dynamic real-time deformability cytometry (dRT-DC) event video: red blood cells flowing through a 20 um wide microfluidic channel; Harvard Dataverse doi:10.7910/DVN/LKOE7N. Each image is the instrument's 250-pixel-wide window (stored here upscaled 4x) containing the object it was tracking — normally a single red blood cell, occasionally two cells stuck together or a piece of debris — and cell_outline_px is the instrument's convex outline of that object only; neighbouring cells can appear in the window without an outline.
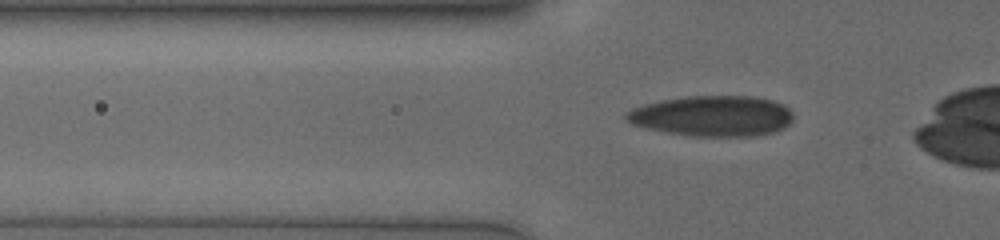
{"species": "human", "species_latin": "Homo sapiens", "temperature_condition": "cold", "stored_images_in_passage": 46, "camera_frame_rate_fps": 3000, "um_per_image_px": 0.085, "donor": {"sex": "male"}, "frame": {"image": 1, "passage_image": 16, "time_ms": 5.0, "image_size_px": [1000, 240], "cell_outline_px": [[792, 120], [784, 128], [772, 132], [748, 136], [696, 136], [668, 132], [648, 128], [632, 124], [624, 116], [632, 108], [644, 104], [660, 100], [688, 96], [752, 96], [772, 100], [784, 104], [792, 112]], "centroid_in_image_um": [60.57, 9.84], "position_along_channel_um": 65.2, "area_um2": 39.25}}
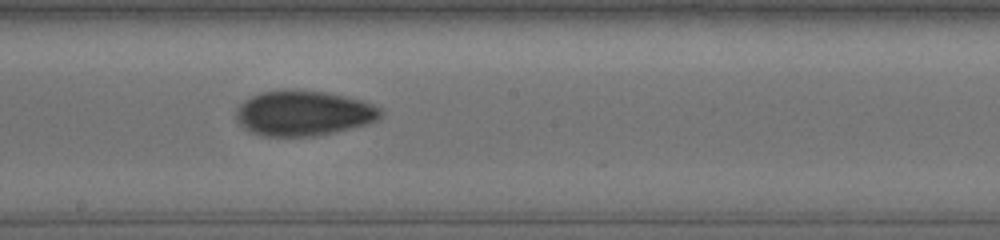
{"frame": {"image": 2, "passage_image": 29, "time_ms": 9.333, "image_size_px": [1000, 240], "cell_outline_px": [[380, 116], [376, 120], [368, 124], [336, 132], [316, 136], [264, 136], [252, 132], [244, 128], [236, 120], [236, 108], [244, 100], [260, 92], [324, 92], [344, 96], [360, 100], [372, 104], [380, 108]], "centroid_in_image_um": [25.78, 9.66], "position_along_channel_um": 222.4, "area_um2": 37.28}}
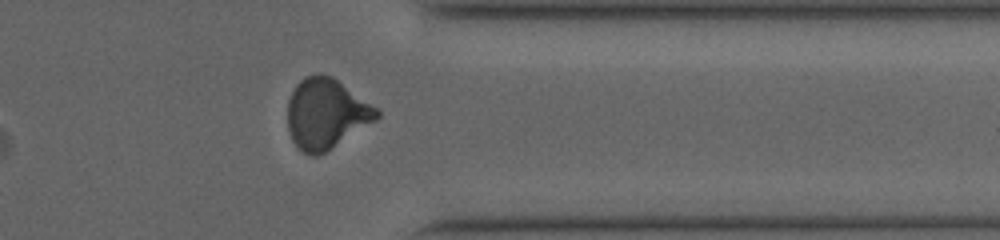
{"frame": {"image": 3, "passage_image": 42, "time_ms": 13.667, "image_size_px": [1000, 240], "cell_outline_px": [[380, 116], [376, 120], [324, 152], [316, 156], [312, 156], [304, 152], [292, 140], [288, 132], [288, 100], [296, 84], [304, 76], [316, 72], [320, 72], [332, 76], [376, 108], [380, 112]], "centroid_in_image_um": [27.68, 9.63], "position_along_channel_um": 383.7, "area_um2": 36.13}}